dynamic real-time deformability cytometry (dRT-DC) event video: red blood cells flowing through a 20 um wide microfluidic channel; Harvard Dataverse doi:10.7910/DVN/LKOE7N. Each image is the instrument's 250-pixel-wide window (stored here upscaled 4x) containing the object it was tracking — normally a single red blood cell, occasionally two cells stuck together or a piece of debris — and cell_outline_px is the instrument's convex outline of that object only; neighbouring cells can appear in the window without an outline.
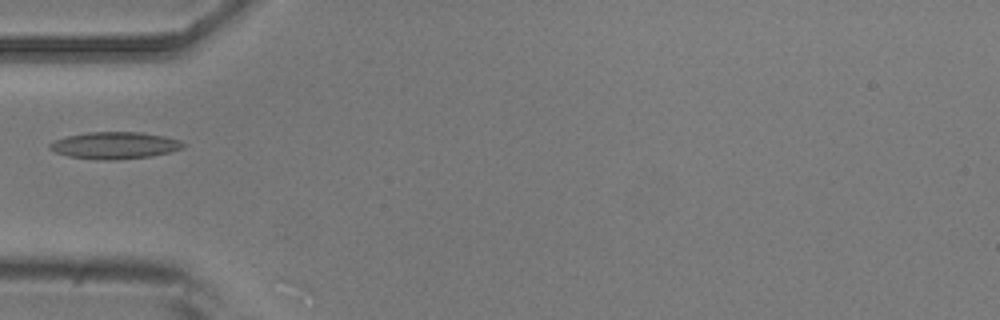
{"species": "common noctule bat (a hibernating species)", "species_latin": "Nyctalus noctula", "temperature_condition": "room temperature", "stored_images_in_passage": 2, "camera_frame_rate_fps": 3000, "um_per_image_px": 0.085, "animal": {"sex": "male", "body_mass_g": 20.5, "forearm_length_mm": 52.5}, "frame": {"image": 1, "passage_image": 2, "time_ms": 1.0, "image_size_px": [1000, 320], "cell_outline_px": [[188, 144], [184, 148], [168, 152], [148, 156], [116, 160], [104, 160], [68, 156], [56, 152], [48, 148], [48, 144], [56, 140], [68, 136], [88, 132], [140, 132], [164, 136], [180, 140]], "centroid_in_image_um": [9.78, 12.35], "position_along_channel_um": 75.2, "area_um2": 20.81}}